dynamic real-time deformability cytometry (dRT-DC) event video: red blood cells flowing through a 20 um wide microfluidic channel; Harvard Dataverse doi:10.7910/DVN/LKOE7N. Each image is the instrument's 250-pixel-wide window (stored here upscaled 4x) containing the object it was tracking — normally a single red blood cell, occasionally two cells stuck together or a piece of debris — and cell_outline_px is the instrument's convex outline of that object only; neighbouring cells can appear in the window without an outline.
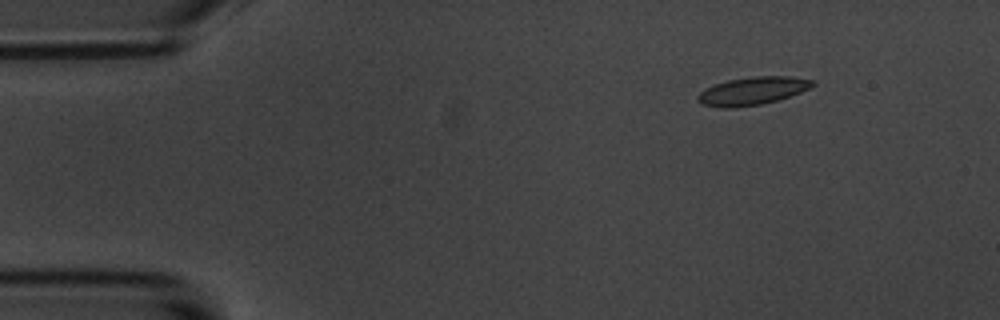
{"species": "common noctule bat (a hibernating species)", "species_latin": "Nyctalus noctula", "temperature_condition": "room temperature", "stored_images_in_passage": 8, "camera_frame_rate_fps": 3000, "um_per_image_px": 0.085, "animal": {"sex": "male", "body_mass_g": 20.1, "forearm_length_mm": 53.5}, "frame": {"image": 1, "passage_image": 2, "time_ms": 1.333, "image_size_px": [1000, 320], "cell_outline_px": [[816, 84], [800, 92], [776, 100], [760, 104], [728, 108], [720, 108], [700, 104], [696, 100], [696, 96], [700, 92], [716, 84], [728, 80], [752, 76], [788, 76], [816, 80]], "centroid_in_image_um": [63.94, 7.72], "position_along_channel_um": 21.1, "area_um2": 18.55}}
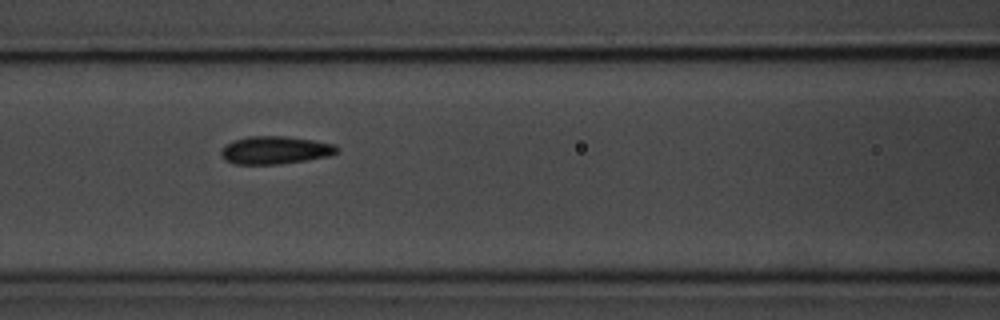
{"frame": {"image": 2, "passage_image": 7, "time_ms": 7.0, "image_size_px": [1000, 320], "cell_outline_px": [[340, 148], [336, 152], [328, 156], [304, 160], [276, 164], [236, 164], [224, 160], [220, 156], [220, 152], [224, 144], [232, 140], [248, 136], [288, 136], [336, 144]], "centroid_in_image_um": [23.33, 12.75], "position_along_channel_um": 143.3, "area_um2": 18.9}}
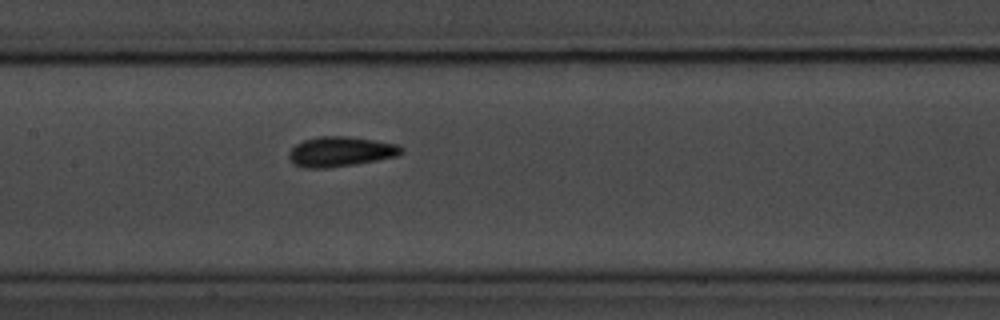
{"frame": {"image": 3, "passage_image": 8, "time_ms": 8.0, "image_size_px": [1000, 320], "cell_outline_px": [[404, 152], [396, 156], [356, 164], [324, 168], [304, 168], [296, 164], [288, 156], [288, 152], [296, 144], [304, 140], [320, 136], [348, 136], [396, 144], [404, 148]], "centroid_in_image_um": [28.95, 12.88], "position_along_channel_um": 178.5, "area_um2": 19.42}}